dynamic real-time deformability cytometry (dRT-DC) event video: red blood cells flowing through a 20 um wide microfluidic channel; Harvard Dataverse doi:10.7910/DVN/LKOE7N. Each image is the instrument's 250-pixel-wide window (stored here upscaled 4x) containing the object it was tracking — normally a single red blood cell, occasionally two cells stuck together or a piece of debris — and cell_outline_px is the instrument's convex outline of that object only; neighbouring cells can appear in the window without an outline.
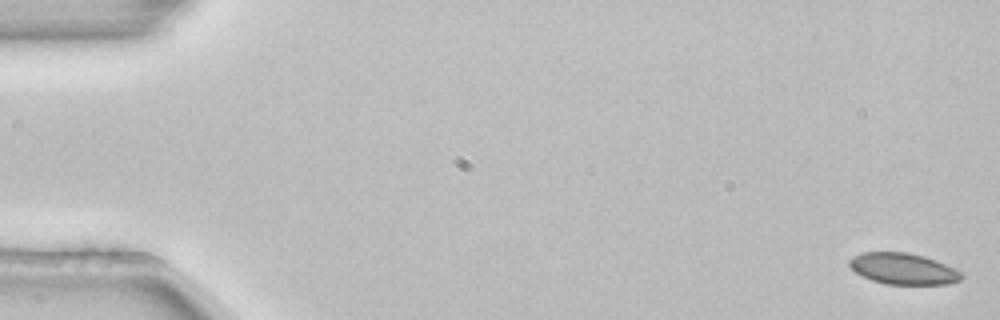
{"species": "common noctule bat (a hibernating species)", "species_latin": "Nyctalus noctula", "temperature_condition": "room temperature", "stored_images_in_passage": 5, "camera_frame_rate_fps": 3000, "um_per_image_px": 0.085, "animal": {"sex": "female", "body_mass_g": 22.7, "forearm_length_mm": 54.2}, "frame": {"image": 1, "passage_image": 1, "time_ms": 0.0, "image_size_px": [1000, 320], "cell_outline_px": [[964, 276], [960, 280], [948, 284], [888, 284], [872, 280], [856, 272], [848, 264], [848, 260], [852, 256], [860, 252], [908, 252], [924, 256], [936, 260], [960, 272]], "centroid_in_image_um": [76.74, 22.83], "position_along_channel_um": 8.3, "area_um2": 20.29}}
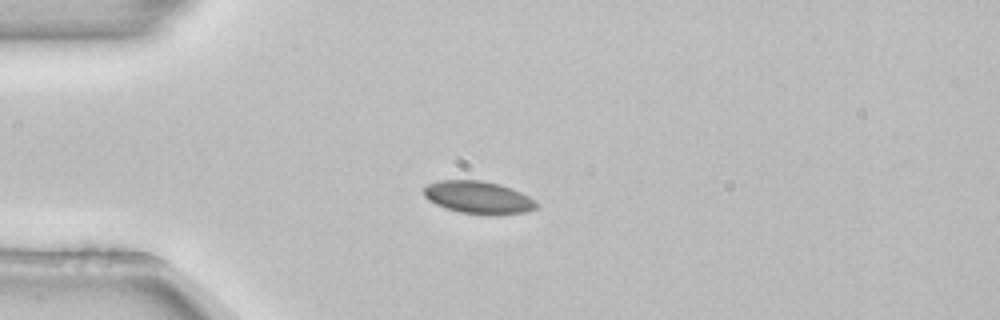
{"frame": {"image": 2, "passage_image": 4, "time_ms": 1.0, "image_size_px": [1000, 320], "cell_outline_px": [[536, 208], [528, 212], [496, 216], [492, 216], [460, 212], [444, 208], [428, 200], [424, 196], [424, 188], [428, 184], [440, 180], [484, 180], [500, 184], [512, 188], [536, 200]], "centroid_in_image_um": [40.68, 16.79], "position_along_channel_um": 44.3, "area_um2": 21.73}}